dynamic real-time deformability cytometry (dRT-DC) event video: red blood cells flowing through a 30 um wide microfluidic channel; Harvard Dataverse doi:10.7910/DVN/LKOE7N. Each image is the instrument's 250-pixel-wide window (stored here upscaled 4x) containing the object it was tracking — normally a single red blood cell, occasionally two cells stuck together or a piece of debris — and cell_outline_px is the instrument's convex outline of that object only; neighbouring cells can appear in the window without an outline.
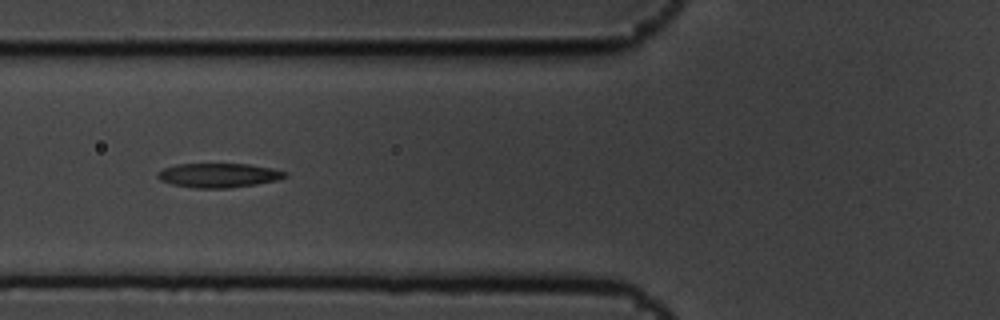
{"species": "common noctule bat (a hibernating species)", "species_latin": "Nyctalus noctula", "temperature_condition": "cold", "stored_images_in_passage": 10, "camera_frame_rate_fps": 3000, "um_per_image_px": 0.085, "animal": {"sex": "male", "body_mass_g": 19.5, "forearm_length_mm": 54.6}, "frame": {"image": 1, "passage_image": 7, "time_ms": 2.0, "image_size_px": [1000, 320], "cell_outline_px": [[288, 176], [276, 180], [256, 184], [228, 188], [196, 188], [172, 184], [160, 180], [156, 176], [156, 172], [164, 168], [176, 164], [248, 164], [272, 168], [288, 172]], "centroid_in_image_um": [18.57, 14.9], "position_along_channel_um": 107.2, "area_um2": 18.03}}
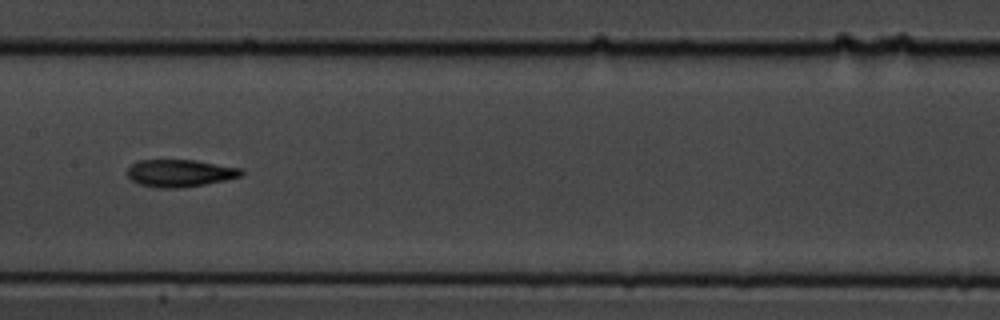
{"frame": {"image": 2, "passage_image": 9, "time_ms": 2.667, "image_size_px": [1000, 320], "cell_outline_px": [[244, 172], [240, 176], [224, 180], [204, 184], [176, 188], [156, 188], [140, 184], [132, 180], [128, 176], [128, 168], [132, 164], [140, 160], [196, 160], [244, 168]], "centroid_in_image_um": [15.32, 14.71], "position_along_channel_um": 192.1, "area_um2": 18.09}}
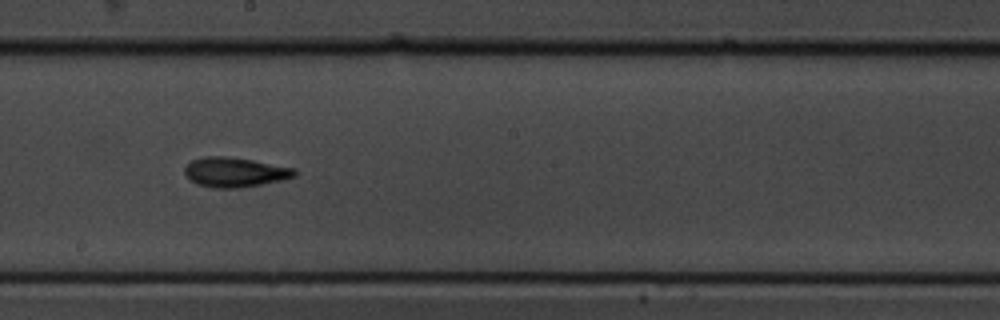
{"frame": {"image": 3, "passage_image": 10, "time_ms": 3.0, "image_size_px": [1000, 320], "cell_outline_px": [[296, 176], [284, 180], [240, 188], [212, 188], [196, 184], [184, 172], [184, 168], [192, 160], [204, 156], [228, 156], [252, 160], [296, 168]], "centroid_in_image_um": [19.99, 14.64], "position_along_channel_um": 228.2, "area_um2": 19.13}}